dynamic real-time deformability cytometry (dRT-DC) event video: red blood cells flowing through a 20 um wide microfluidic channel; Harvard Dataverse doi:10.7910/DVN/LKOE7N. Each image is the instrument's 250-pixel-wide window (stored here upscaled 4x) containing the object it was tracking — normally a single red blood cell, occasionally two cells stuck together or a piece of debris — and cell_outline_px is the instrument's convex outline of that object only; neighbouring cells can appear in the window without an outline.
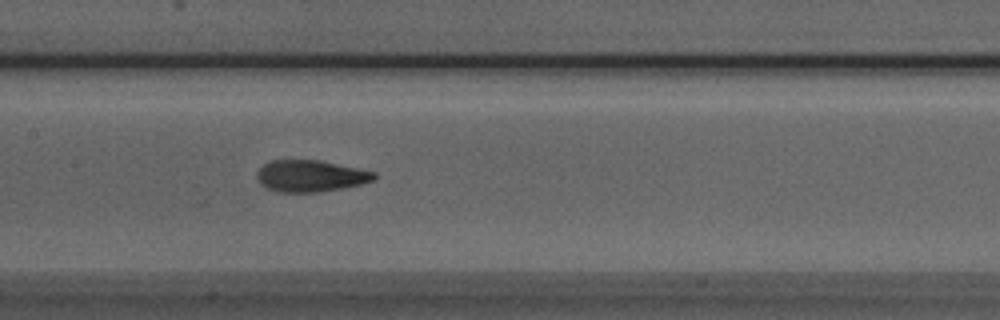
{"species": "Egyptian fruit bat (a non-hibernating species)", "species_latin": "Rousettus aegyptiacus", "temperature_condition": "room temperature", "stored_images_in_passage": 46, "camera_frame_rate_fps": 3000, "um_per_image_px": 0.085, "animal": {"sex": "male"}, "frame": {"image": 1, "passage_image": 19, "time_ms": 6.0, "image_size_px": [1000, 320], "cell_outline_px": [[376, 180], [360, 184], [320, 192], [276, 192], [260, 184], [256, 176], [256, 172], [264, 164], [272, 160], [320, 160], [376, 172]], "centroid_in_image_um": [26.38, 14.95], "position_along_channel_um": 181.0, "area_um2": 21.62}}
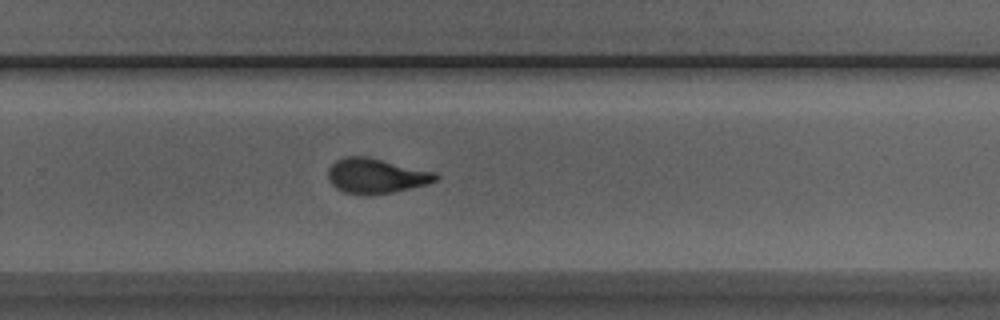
{"frame": {"image": 2, "passage_image": 28, "time_ms": 9.0, "image_size_px": [1000, 320], "cell_outline_px": [[440, 176], [436, 180], [428, 184], [392, 192], [344, 192], [336, 188], [328, 180], [328, 168], [336, 160], [344, 156], [368, 156], [436, 172]], "centroid_in_image_um": [31.98, 14.9], "position_along_channel_um": 297.8, "area_um2": 21.5}}
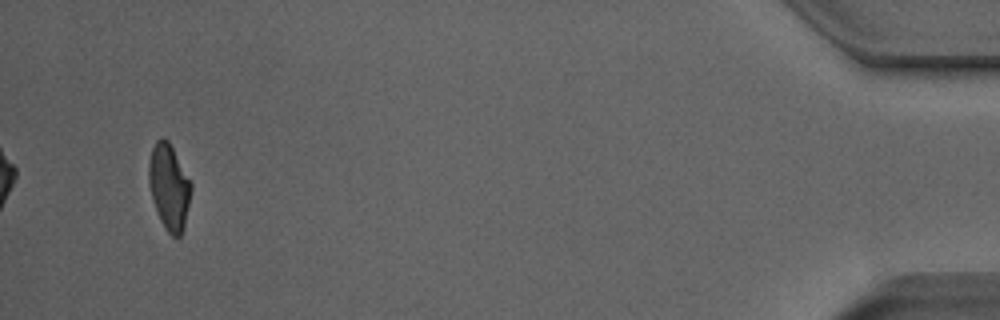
{"frame": {"image": 3, "passage_image": 44, "time_ms": 14.333, "image_size_px": [1000, 320], "cell_outline_px": [[192, 188], [184, 228], [180, 236], [172, 236], [168, 232], [160, 220], [152, 200], [148, 180], [148, 164], [152, 148], [156, 140], [160, 136], [164, 136], [168, 140], [192, 184]], "centroid_in_image_um": [14.36, 15.86], "position_along_channel_um": 420.8, "area_um2": 21.15}, "authors_computed_cell_mechanics": {"area_um2": 21.7328, "velocity_mm_per_s": 3.9134, "shape_relaxation_time_tau1_ms": 5.3193, "shape_relaxation_time_tau2_ms": 1.4568, "deformation_change_tau1": 0.1801, "deformation_change_tau2": 0.0805}}